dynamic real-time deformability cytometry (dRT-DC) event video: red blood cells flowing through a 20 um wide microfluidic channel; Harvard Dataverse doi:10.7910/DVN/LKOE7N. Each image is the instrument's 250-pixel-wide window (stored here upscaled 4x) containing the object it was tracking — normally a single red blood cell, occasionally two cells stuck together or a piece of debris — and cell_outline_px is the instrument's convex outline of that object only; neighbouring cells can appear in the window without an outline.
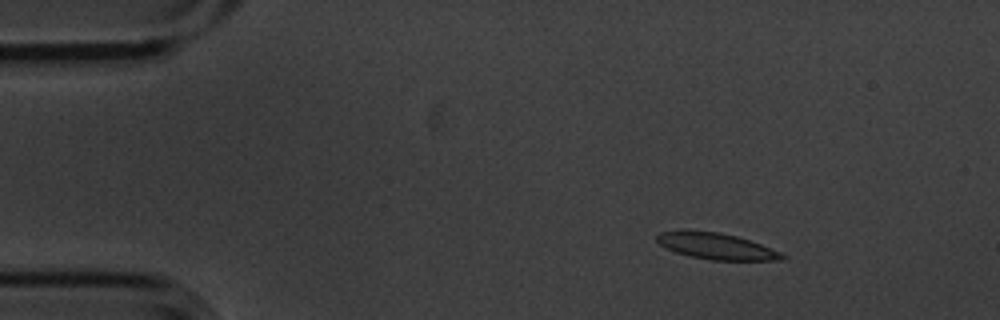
{"species": "common noctule bat (a hibernating species)", "species_latin": "Nyctalus noctula", "temperature_condition": "cold", "stored_images_in_passage": 13, "camera_frame_rate_fps": 3000, "um_per_image_px": 0.085, "animal": {"sex": "male", "body_mass_g": 20.1, "forearm_length_mm": 53.5}, "frame": {"image": 1, "passage_image": 3, "time_ms": 0.667, "image_size_px": [1000, 320], "cell_outline_px": [[788, 256], [784, 260], [712, 260], [688, 256], [676, 252], [660, 244], [656, 240], [656, 236], [660, 232], [680, 228], [684, 228], [716, 232], [736, 236], [760, 244], [780, 252]], "centroid_in_image_um": [60.82, 20.9], "position_along_channel_um": 24.2, "area_um2": 19.42}}
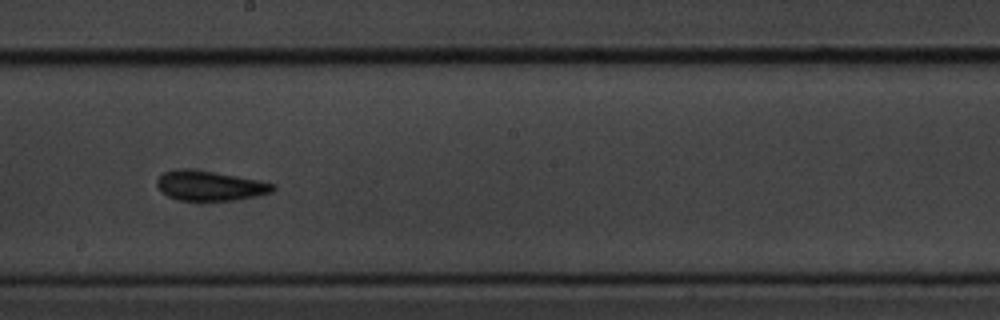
{"frame": {"image": 2, "passage_image": 9, "time_ms": 2.667, "image_size_px": [1000, 320], "cell_outline_px": [[276, 188], [272, 192], [256, 196], [236, 200], [180, 200], [168, 196], [160, 192], [156, 184], [156, 180], [164, 172], [212, 172], [236, 176], [276, 184]], "centroid_in_image_um": [17.89, 15.84], "position_along_channel_um": 230.3, "area_um2": 19.25}}
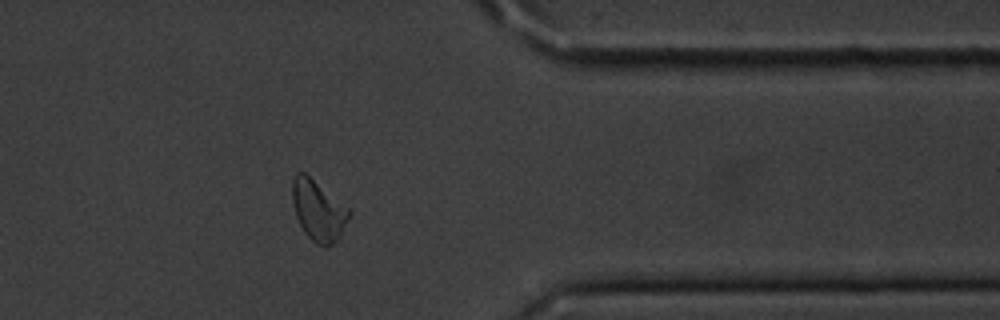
{"frame": {"image": 3, "passage_image": 13, "time_ms": 4.0, "image_size_px": [1000, 320], "cell_outline_px": [[352, 212], [336, 240], [332, 244], [316, 244], [304, 232], [296, 216], [292, 200], [292, 180], [296, 172], [304, 172], [348, 208]], "centroid_in_image_um": [27.02, 17.86], "position_along_channel_um": 384.4, "area_um2": 19.42}}